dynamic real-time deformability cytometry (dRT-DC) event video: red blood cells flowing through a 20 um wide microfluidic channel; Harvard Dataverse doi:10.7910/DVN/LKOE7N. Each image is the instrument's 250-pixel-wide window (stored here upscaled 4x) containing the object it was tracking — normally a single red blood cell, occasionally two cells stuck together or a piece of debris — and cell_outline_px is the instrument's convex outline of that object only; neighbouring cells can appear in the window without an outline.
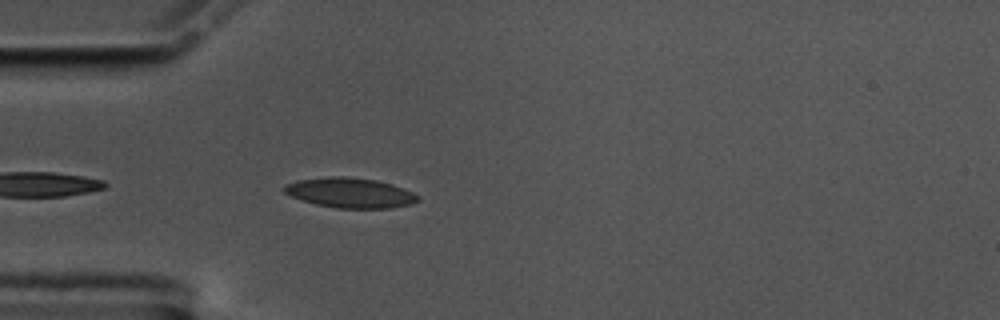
{"species": "common noctule bat (a hibernating species)", "species_latin": "Nyctalus noctula", "temperature_condition": "cold", "stored_images_in_passage": 12, "camera_frame_rate_fps": 3000, "um_per_image_px": 0.085, "animal": {"sex": "male", "body_mass_g": 17.5, "forearm_length_mm": 52.3}, "frame": {"image": 1, "passage_image": 3, "time_ms": 0.667, "image_size_px": [1000, 320], "cell_outline_px": [[420, 200], [412, 204], [388, 208], [336, 208], [316, 204], [292, 196], [284, 192], [284, 184], [296, 180], [328, 176], [344, 176], [376, 180], [392, 184], [412, 192], [420, 196]], "centroid_in_image_um": [29.77, 16.38], "position_along_channel_um": 55.2, "area_um2": 23.35}}